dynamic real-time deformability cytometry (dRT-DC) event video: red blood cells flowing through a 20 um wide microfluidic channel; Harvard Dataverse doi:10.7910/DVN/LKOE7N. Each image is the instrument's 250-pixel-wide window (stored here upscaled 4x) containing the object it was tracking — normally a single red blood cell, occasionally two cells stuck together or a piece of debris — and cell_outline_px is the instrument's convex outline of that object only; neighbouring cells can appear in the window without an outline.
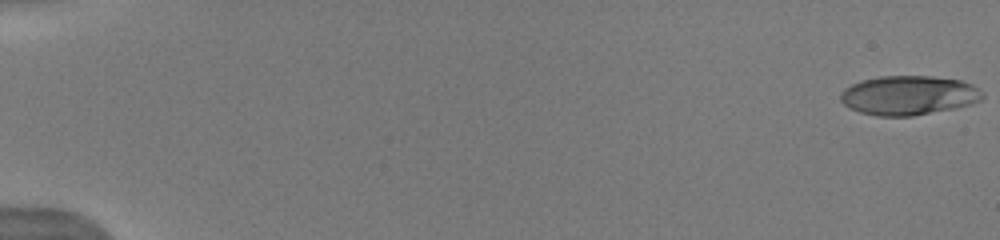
{"species": "human", "species_latin": "Homo sapiens", "temperature_condition": "warm", "stored_images_in_passage": 18, "camera_frame_rate_fps": 3000, "um_per_image_px": 0.085, "donor": {"sex": "male"}, "frame": {"image": 1, "passage_image": 1, "time_ms": 0.0, "image_size_px": [1000, 240], "cell_outline_px": [[984, 96], [980, 100], [968, 104], [952, 108], [912, 116], [876, 116], [860, 112], [844, 104], [840, 100], [840, 92], [844, 88], [860, 80], [880, 76], [932, 76], [960, 80], [972, 84]], "centroid_in_image_um": [77.18, 8.09], "position_along_channel_um": 7.8, "area_um2": 32.25}}
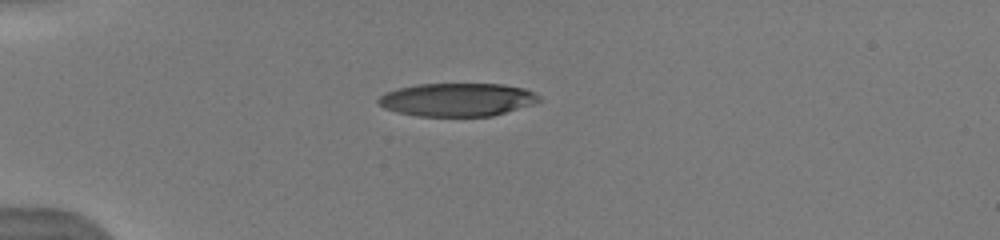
{"frame": {"image": 2, "passage_image": 13, "time_ms": 4.667, "image_size_px": [1000, 240], "cell_outline_px": [[540, 100], [532, 104], [492, 116], [416, 116], [396, 112], [384, 108], [376, 100], [384, 92], [396, 88], [416, 84], [504, 84], [524, 88], [540, 96]], "centroid_in_image_um": [38.81, 8.46], "position_along_channel_um": 46.2, "area_um2": 31.15}}